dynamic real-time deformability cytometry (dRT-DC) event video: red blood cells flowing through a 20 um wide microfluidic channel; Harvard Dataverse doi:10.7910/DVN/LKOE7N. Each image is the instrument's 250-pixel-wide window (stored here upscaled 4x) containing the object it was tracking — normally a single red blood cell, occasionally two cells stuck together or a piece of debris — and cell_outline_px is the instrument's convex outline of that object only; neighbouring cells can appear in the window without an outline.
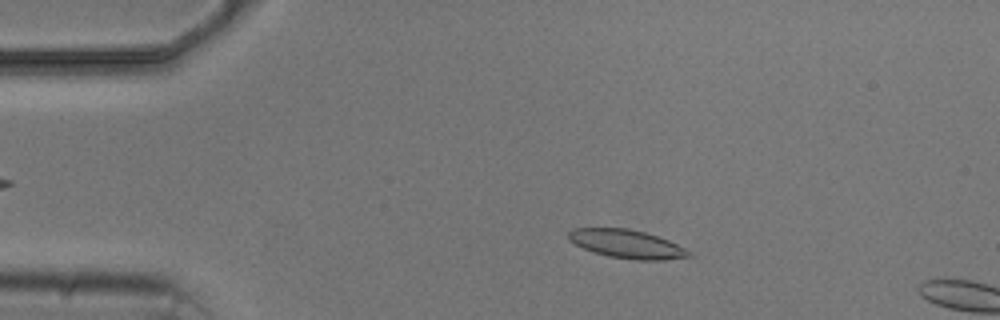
{"species": "common noctule bat (a hibernating species)", "species_latin": "Nyctalus noctula", "temperature_condition": "cold", "stored_images_in_passage": 3, "camera_frame_rate_fps": 3000, "um_per_image_px": 0.085, "animal": {"sex": "male", "body_mass_g": 20.5, "forearm_length_mm": 52.5}, "frame": {"image": 1, "passage_image": 2, "time_ms": 1.333, "image_size_px": [1000, 320], "cell_outline_px": [[692, 256], [664, 260], [632, 260], [608, 256], [584, 248], [568, 240], [568, 232], [572, 228], [628, 228], [644, 232], [668, 240], [692, 252]], "centroid_in_image_um": [53.28, 20.74], "position_along_channel_um": 31.7, "area_um2": 19.88}}